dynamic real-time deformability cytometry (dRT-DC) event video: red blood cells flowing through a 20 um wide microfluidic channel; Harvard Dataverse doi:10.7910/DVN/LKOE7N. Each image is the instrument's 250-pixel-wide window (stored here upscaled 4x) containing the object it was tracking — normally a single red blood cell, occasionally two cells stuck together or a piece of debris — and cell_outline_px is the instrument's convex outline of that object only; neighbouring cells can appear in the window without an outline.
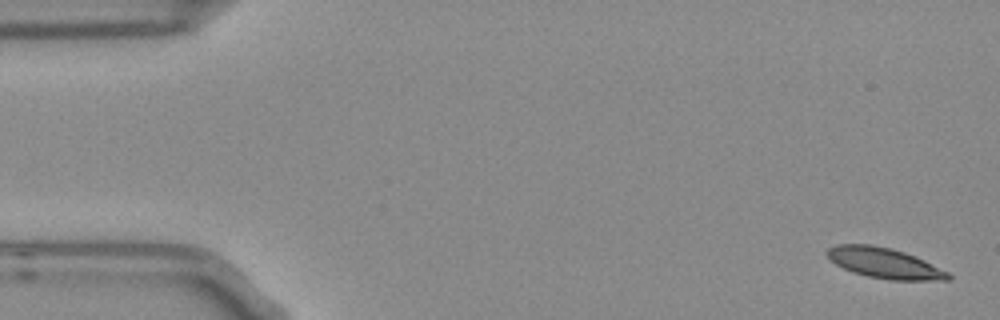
{"species": "Egyptian fruit bat (a non-hibernating species)", "species_latin": "Rousettus aegyptiacus", "temperature_condition": "room temperature", "stored_images_in_passage": 5, "camera_frame_rate_fps": 3000, "um_per_image_px": 0.085, "frame": {"image": 1, "passage_image": 1, "time_ms": 0.0, "image_size_px": [1000, 320], "cell_outline_px": [[952, 280], [892, 280], [868, 276], [852, 272], [828, 260], [824, 252], [828, 248], [836, 244], [872, 244], [892, 248], [916, 256], [948, 272], [952, 276]], "centroid_in_image_um": [75.14, 22.35], "position_along_channel_um": 9.9, "area_um2": 21.68}}
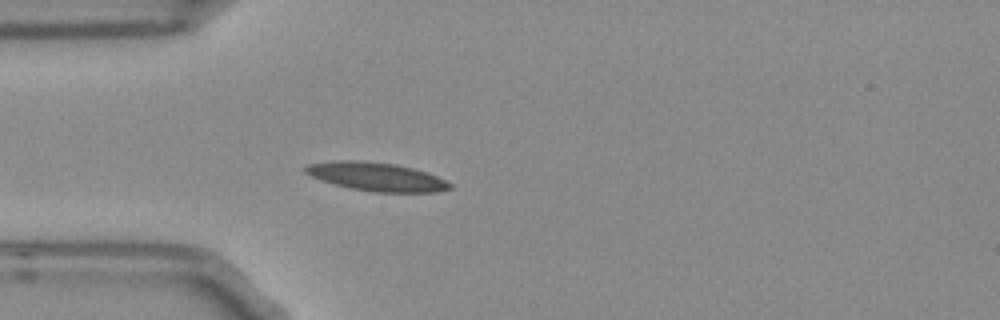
{"frame": {"image": 2, "passage_image": 5, "time_ms": 1.333, "image_size_px": [1000, 320], "cell_outline_px": [[452, 188], [440, 192], [372, 192], [352, 188], [320, 180], [304, 172], [300, 168], [308, 164], [332, 160], [360, 160], [396, 164], [412, 168], [436, 176], [452, 184]], "centroid_in_image_um": [31.96, 15.01], "position_along_channel_um": 53.0, "area_um2": 24.04}}